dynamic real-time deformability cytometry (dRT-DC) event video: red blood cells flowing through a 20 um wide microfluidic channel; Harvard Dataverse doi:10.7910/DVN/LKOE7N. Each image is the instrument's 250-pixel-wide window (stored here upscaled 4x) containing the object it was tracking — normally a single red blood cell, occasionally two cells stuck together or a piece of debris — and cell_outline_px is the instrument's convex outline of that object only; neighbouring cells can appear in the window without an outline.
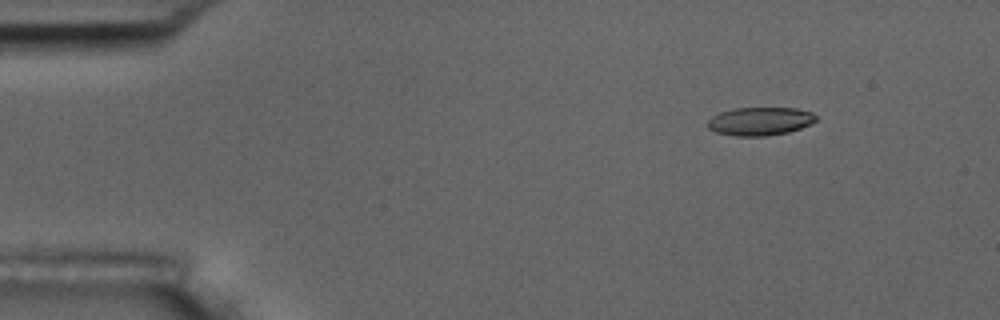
{"species": "common noctule bat (a hibernating species)", "species_latin": "Nyctalus noctula", "temperature_condition": "room temperature", "stored_images_in_passage": 11, "camera_frame_rate_fps": 3000, "um_per_image_px": 0.085, "animal": {"sex": "male", "body_mass_g": 17.5, "forearm_length_mm": 52.3}, "frame": {"image": 1, "passage_image": 2, "time_ms": 2.0, "image_size_px": [1000, 320], "cell_outline_px": [[816, 120], [800, 128], [788, 132], [764, 136], [736, 136], [716, 132], [708, 128], [708, 120], [712, 116], [720, 112], [732, 108], [796, 108], [812, 112], [816, 116]], "centroid_in_image_um": [64.57, 10.3], "position_along_channel_um": 20.4, "area_um2": 17.74}}
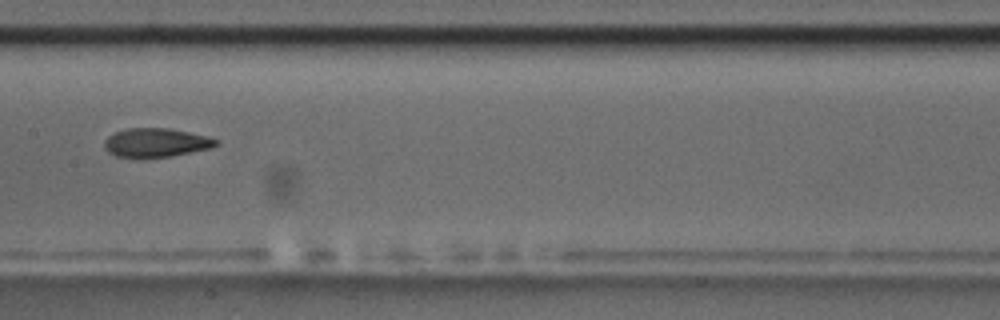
{"frame": {"image": 2, "passage_image": 8, "time_ms": 9.0, "image_size_px": [1000, 320], "cell_outline_px": [[220, 144], [212, 148], [172, 156], [116, 156], [108, 152], [104, 148], [104, 140], [108, 136], [116, 132], [128, 128], [168, 128], [208, 136], [216, 140]], "centroid_in_image_um": [13.28, 12.11], "position_along_channel_um": 194.1, "area_um2": 18.5}}
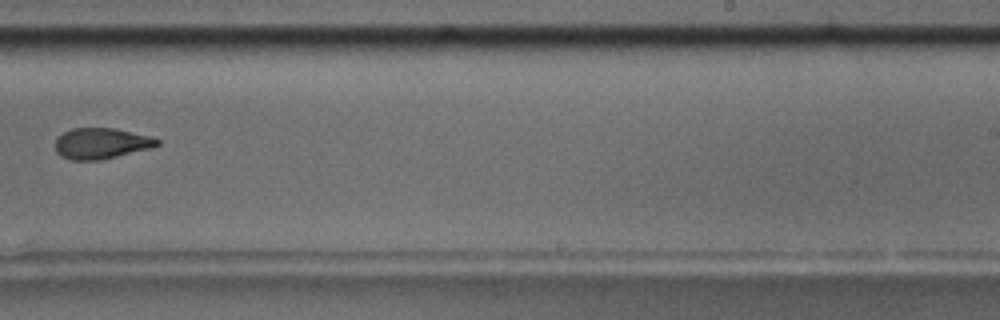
{"frame": {"image": 3, "passage_image": 10, "time_ms": 11.333, "image_size_px": [1000, 320], "cell_outline_px": [[160, 144], [152, 148], [100, 160], [72, 160], [60, 156], [56, 152], [56, 136], [72, 128], [116, 128], [148, 136], [160, 140]], "centroid_in_image_um": [8.59, 12.19], "position_along_channel_um": 280.4, "area_um2": 18.38}}